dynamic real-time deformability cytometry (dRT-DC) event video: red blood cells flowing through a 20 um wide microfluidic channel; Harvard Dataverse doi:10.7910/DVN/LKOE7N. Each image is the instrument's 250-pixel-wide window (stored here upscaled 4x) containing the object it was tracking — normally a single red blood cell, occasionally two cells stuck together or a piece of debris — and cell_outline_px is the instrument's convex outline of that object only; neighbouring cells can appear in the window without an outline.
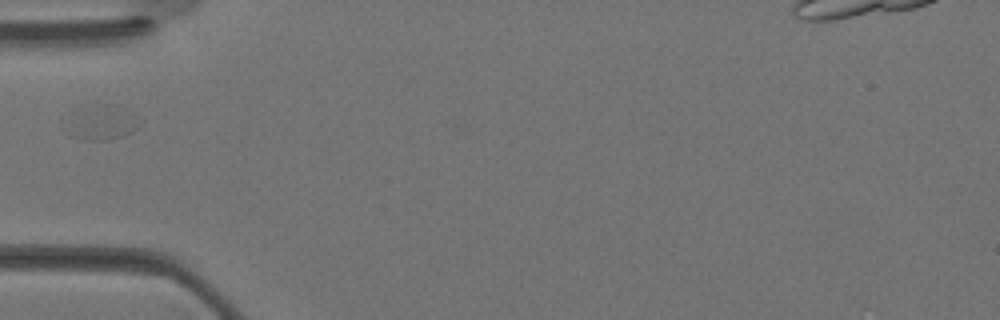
{"species": "Egyptian fruit bat (a non-hibernating species)", "species_latin": "Rousettus aegyptiacus", "temperature_condition": "warm", "stored_images_in_passage": 23, "camera_frame_rate_fps": 3000, "um_per_image_px": 0.085, "animal": {"sex": "female"}, "frame": {"image": 1, "passage_image": 1, "time_ms": 0.0, "image_size_px": [1000, 320], "cell_outline_px": [[140, 124], [132, 132], [108, 140], [84, 140], [68, 136], [60, 128], [104, 104]], "centroid_in_image_um": [8.53, 10.64], "position_along_channel_um": 76.5, "area_um2": 12.31}}
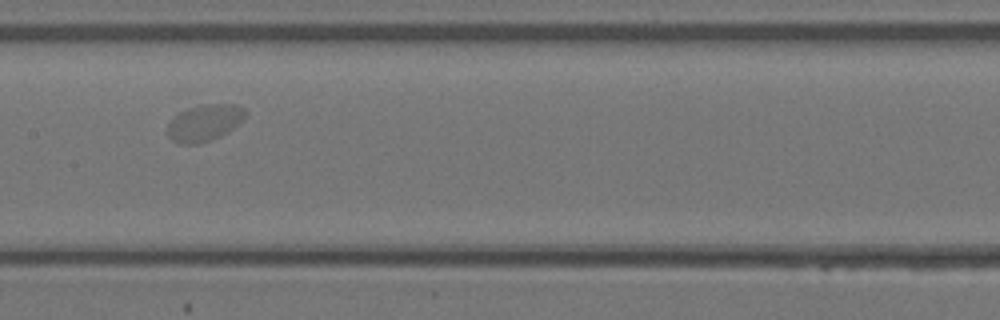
{"frame": {"image": 2, "passage_image": 7, "time_ms": 2.0, "image_size_px": [1000, 320], "cell_outline_px": [[248, 112], [228, 132], [220, 136], [200, 144], [176, 144], [168, 136], [168, 124], [180, 112], [188, 108], [204, 104], [236, 104], [244, 108]], "centroid_in_image_um": [17.37, 10.45], "position_along_channel_um": 190.0, "area_um2": 16.47}}
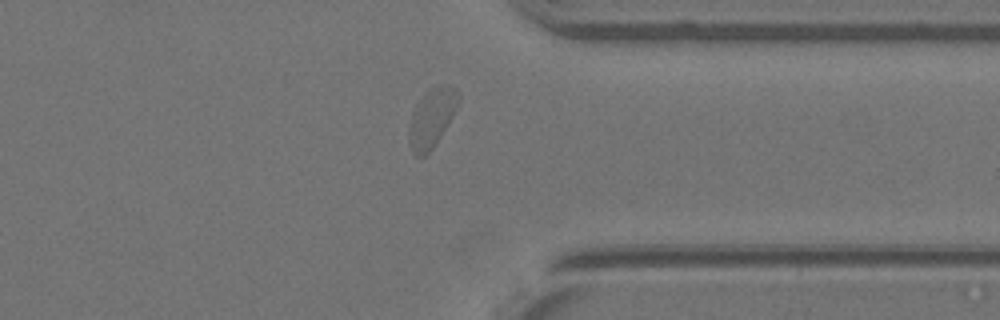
{"frame": {"image": 3, "passage_image": 17, "time_ms": 5.333, "image_size_px": [1000, 320], "cell_outline_px": [[460, 100], [452, 116], [440, 136], [432, 148], [424, 156], [416, 156], [412, 152], [408, 144], [408, 128], [412, 112], [416, 104], [428, 92], [444, 84], [448, 84], [456, 88], [460, 96]], "centroid_in_image_um": [36.68, 10.05], "position_along_channel_um": 374.7, "area_um2": 16.59}}